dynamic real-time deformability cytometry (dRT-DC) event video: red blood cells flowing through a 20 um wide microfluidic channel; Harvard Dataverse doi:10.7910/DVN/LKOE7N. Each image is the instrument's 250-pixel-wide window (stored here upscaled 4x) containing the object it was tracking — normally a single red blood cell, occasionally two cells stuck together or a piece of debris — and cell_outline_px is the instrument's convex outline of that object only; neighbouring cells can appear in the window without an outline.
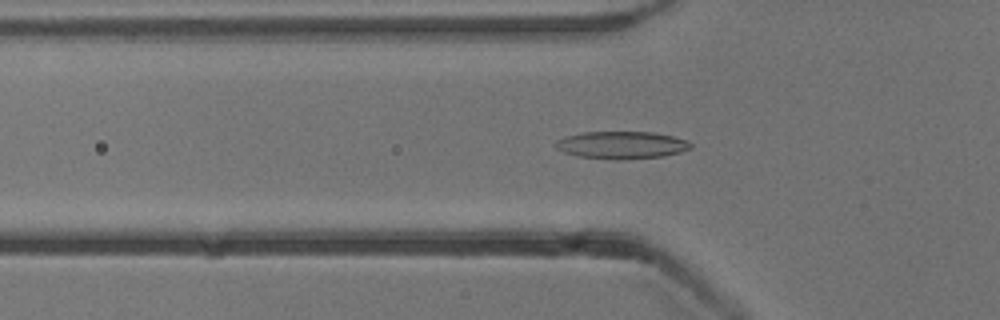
{"species": "common noctule bat (a hibernating species)", "species_latin": "Nyctalus noctula", "temperature_condition": "cold", "stored_images_in_passage": 53, "camera_frame_rate_fps": 3000, "um_per_image_px": 0.085, "animal": {"sex": "male", "body_mass_g": 13.3}, "frame": {"image": 1, "passage_image": 17, "time_ms": 5.333, "image_size_px": [1000, 320], "cell_outline_px": [[692, 148], [680, 152], [664, 156], [620, 160], [616, 160], [576, 156], [564, 152], [556, 148], [556, 140], [568, 136], [584, 132], [652, 132], [672, 136], [684, 140], [692, 144]], "centroid_in_image_um": [52.84, 12.34], "position_along_channel_um": 73.0, "area_um2": 21.5}}
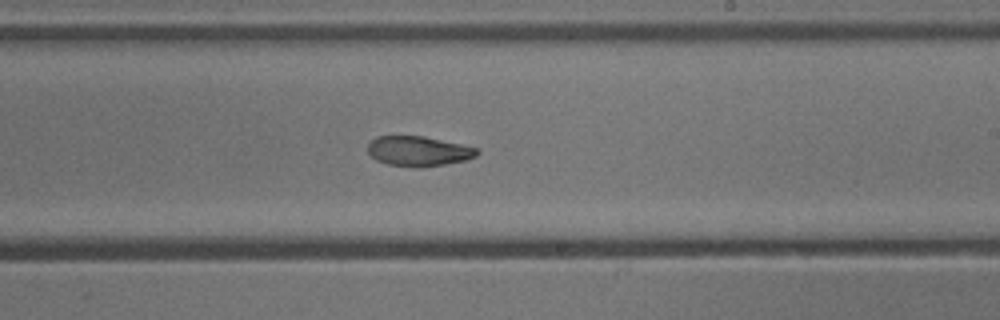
{"frame": {"image": 2, "passage_image": 31, "time_ms": 10.0, "image_size_px": [1000, 320], "cell_outline_px": [[480, 152], [476, 156], [464, 160], [444, 164], [416, 168], [388, 164], [376, 160], [368, 152], [368, 144], [376, 136], [424, 136], [460, 144], [476, 148]], "centroid_in_image_um": [35.55, 12.85], "position_along_channel_um": 253.5, "area_um2": 18.9}}
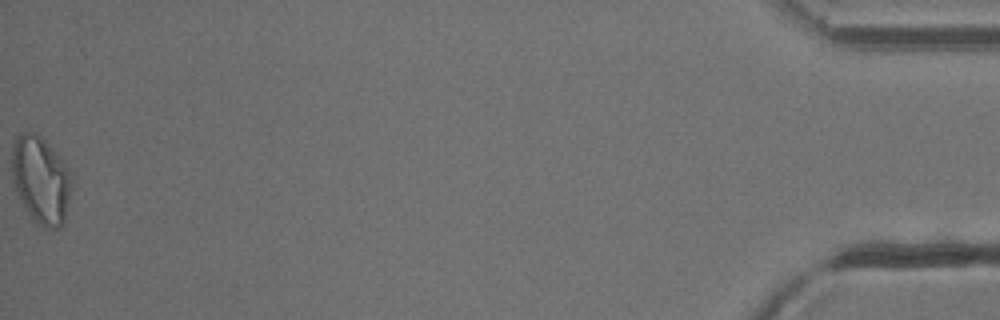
{"frame": {"image": 3, "passage_image": 53, "time_ms": 17.333, "image_size_px": [1000, 320], "cell_outline_px": [[72, 180], [64, 224], [60, 228], [44, 228], [32, 220], [24, 208], [16, 188], [12, 176], [12, 144], [16, 136], [20, 132], [32, 132], [40, 136], [48, 144], [72, 172]], "centroid_in_image_um": [3.47, 15.31], "position_along_channel_um": 431.7, "area_um2": 30.46}, "authors_computed_cell_mechanics": {"area_um2": 20.4612, "velocity_mm_per_s": 3.8535, "shape_relaxation_time_tau1_ms": 5.7831, "shape_relaxation_time_tau2_ms": 3.0767, "deformation_change_tau1": 0.1388, "deformation_change_tau2": 0.0822}}